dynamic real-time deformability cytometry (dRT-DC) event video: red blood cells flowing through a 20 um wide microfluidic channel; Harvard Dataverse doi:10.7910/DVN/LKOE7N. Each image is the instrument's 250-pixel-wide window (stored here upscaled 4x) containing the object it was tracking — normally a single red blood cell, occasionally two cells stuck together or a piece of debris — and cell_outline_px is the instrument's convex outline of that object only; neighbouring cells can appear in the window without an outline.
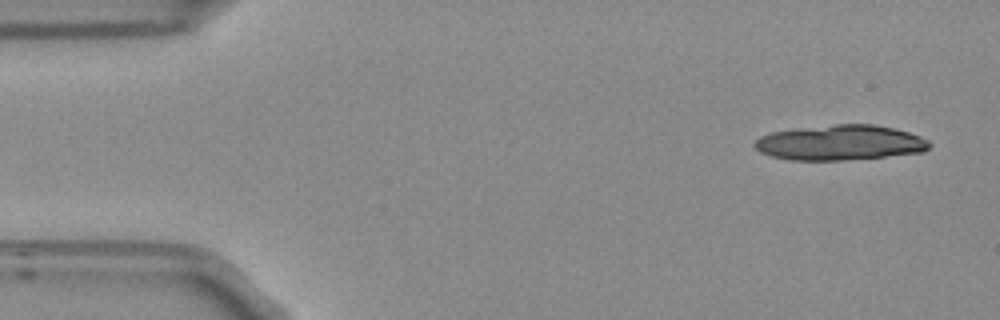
{"species": "Egyptian fruit bat (a non-hibernating species)", "species_latin": "Rousettus aegyptiacus", "temperature_condition": "room temperature", "stored_images_in_passage": 5, "segment_of_instrument_passage": [2, 2], "camera_frame_rate_fps": 3000, "um_per_image_px": 0.085, "frame": {"image": 1, "passage_image": 5, "time_ms": 1.333, "image_size_px": [1000, 320], "cell_outline_px": [[932, 144], [924, 152], [844, 160], [788, 160], [772, 156], [760, 152], [752, 144], [760, 136], [772, 132], [796, 128], [836, 124], [872, 124], [892, 128], [908, 132], [920, 136], [928, 140]], "centroid_in_image_um": [71.39, 12.12], "position_along_channel_um": 13.6, "area_um2": 35.78}}